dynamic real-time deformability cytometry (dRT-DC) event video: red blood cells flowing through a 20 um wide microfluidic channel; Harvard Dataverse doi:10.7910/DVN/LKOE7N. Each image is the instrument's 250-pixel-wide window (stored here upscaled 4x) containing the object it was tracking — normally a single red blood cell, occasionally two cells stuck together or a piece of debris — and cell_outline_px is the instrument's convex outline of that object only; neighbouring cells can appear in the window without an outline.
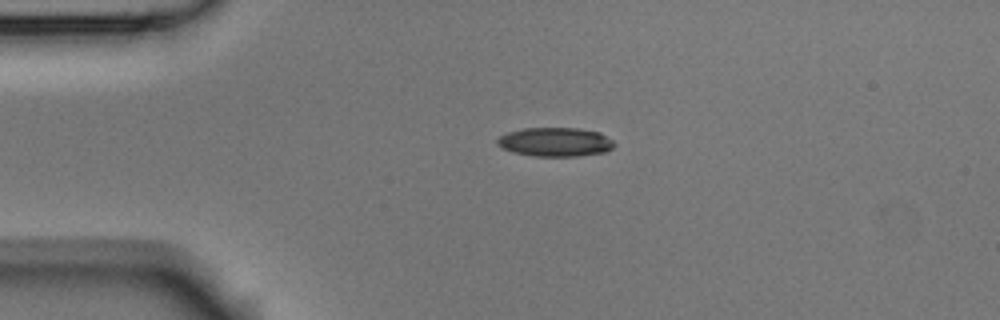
{"species": "Egyptian fruit bat (a non-hibernating species)", "species_latin": "Rousettus aegyptiacus", "temperature_condition": "room temperature", "stored_images_in_passage": 4, "camera_frame_rate_fps": 3000, "um_per_image_px": 0.085, "animal": {"sex": "male"}, "frame": {"image": 1, "passage_image": 3, "time_ms": 0.667, "image_size_px": [1000, 320], "cell_outline_px": [[616, 144], [608, 152], [576, 156], [536, 156], [512, 152], [500, 148], [496, 144], [496, 140], [500, 136], [508, 132], [524, 128], [580, 128], [600, 132], [612, 140]], "centroid_in_image_um": [47.2, 12.07], "position_along_channel_um": 37.8, "area_um2": 19.94}}